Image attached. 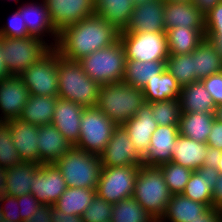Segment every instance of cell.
I'll use <instances>...</instances> for the list:
<instances>
[{
  "instance_id": "obj_1",
  "label": "cell",
  "mask_w": 222,
  "mask_h": 222,
  "mask_svg": "<svg viewBox=\"0 0 222 222\" xmlns=\"http://www.w3.org/2000/svg\"><path fill=\"white\" fill-rule=\"evenodd\" d=\"M119 31L96 14L65 27L56 49L68 60L79 61L91 53L110 47L119 40Z\"/></svg>"
},
{
  "instance_id": "obj_2",
  "label": "cell",
  "mask_w": 222,
  "mask_h": 222,
  "mask_svg": "<svg viewBox=\"0 0 222 222\" xmlns=\"http://www.w3.org/2000/svg\"><path fill=\"white\" fill-rule=\"evenodd\" d=\"M101 85L91 79L78 61L63 58L58 51V97L84 108L96 107Z\"/></svg>"
},
{
  "instance_id": "obj_3",
  "label": "cell",
  "mask_w": 222,
  "mask_h": 222,
  "mask_svg": "<svg viewBox=\"0 0 222 222\" xmlns=\"http://www.w3.org/2000/svg\"><path fill=\"white\" fill-rule=\"evenodd\" d=\"M145 103L141 88L125 82L101 85L96 107L116 125H123Z\"/></svg>"
},
{
  "instance_id": "obj_4",
  "label": "cell",
  "mask_w": 222,
  "mask_h": 222,
  "mask_svg": "<svg viewBox=\"0 0 222 222\" xmlns=\"http://www.w3.org/2000/svg\"><path fill=\"white\" fill-rule=\"evenodd\" d=\"M171 195L159 166L139 167L133 197L156 222L165 215Z\"/></svg>"
},
{
  "instance_id": "obj_5",
  "label": "cell",
  "mask_w": 222,
  "mask_h": 222,
  "mask_svg": "<svg viewBox=\"0 0 222 222\" xmlns=\"http://www.w3.org/2000/svg\"><path fill=\"white\" fill-rule=\"evenodd\" d=\"M55 165L67 187L97 188L102 170L100 155L72 146Z\"/></svg>"
},
{
  "instance_id": "obj_6",
  "label": "cell",
  "mask_w": 222,
  "mask_h": 222,
  "mask_svg": "<svg viewBox=\"0 0 222 222\" xmlns=\"http://www.w3.org/2000/svg\"><path fill=\"white\" fill-rule=\"evenodd\" d=\"M83 71L100 85L122 82L126 56L120 40L78 61Z\"/></svg>"
},
{
  "instance_id": "obj_7",
  "label": "cell",
  "mask_w": 222,
  "mask_h": 222,
  "mask_svg": "<svg viewBox=\"0 0 222 222\" xmlns=\"http://www.w3.org/2000/svg\"><path fill=\"white\" fill-rule=\"evenodd\" d=\"M0 45L9 76H19L51 49L45 41L34 36L25 38L0 36Z\"/></svg>"
},
{
  "instance_id": "obj_8",
  "label": "cell",
  "mask_w": 222,
  "mask_h": 222,
  "mask_svg": "<svg viewBox=\"0 0 222 222\" xmlns=\"http://www.w3.org/2000/svg\"><path fill=\"white\" fill-rule=\"evenodd\" d=\"M117 125L97 107L84 108L77 148L100 155Z\"/></svg>"
},
{
  "instance_id": "obj_9",
  "label": "cell",
  "mask_w": 222,
  "mask_h": 222,
  "mask_svg": "<svg viewBox=\"0 0 222 222\" xmlns=\"http://www.w3.org/2000/svg\"><path fill=\"white\" fill-rule=\"evenodd\" d=\"M19 77L26 85L29 95L58 96V50L51 48Z\"/></svg>"
},
{
  "instance_id": "obj_10",
  "label": "cell",
  "mask_w": 222,
  "mask_h": 222,
  "mask_svg": "<svg viewBox=\"0 0 222 222\" xmlns=\"http://www.w3.org/2000/svg\"><path fill=\"white\" fill-rule=\"evenodd\" d=\"M119 40L126 60L147 62L167 60L169 56L166 32H120Z\"/></svg>"
},
{
  "instance_id": "obj_11",
  "label": "cell",
  "mask_w": 222,
  "mask_h": 222,
  "mask_svg": "<svg viewBox=\"0 0 222 222\" xmlns=\"http://www.w3.org/2000/svg\"><path fill=\"white\" fill-rule=\"evenodd\" d=\"M140 166L102 167L96 194L112 204L133 197Z\"/></svg>"
},
{
  "instance_id": "obj_12",
  "label": "cell",
  "mask_w": 222,
  "mask_h": 222,
  "mask_svg": "<svg viewBox=\"0 0 222 222\" xmlns=\"http://www.w3.org/2000/svg\"><path fill=\"white\" fill-rule=\"evenodd\" d=\"M39 1L32 0L30 2V0H27V2H22L17 9L26 24L28 35L38 37L51 48H56L59 32L51 22L46 2L44 0Z\"/></svg>"
},
{
  "instance_id": "obj_13",
  "label": "cell",
  "mask_w": 222,
  "mask_h": 222,
  "mask_svg": "<svg viewBox=\"0 0 222 222\" xmlns=\"http://www.w3.org/2000/svg\"><path fill=\"white\" fill-rule=\"evenodd\" d=\"M102 167H125L142 165V156L137 152L123 125H117L112 137L100 154Z\"/></svg>"
},
{
  "instance_id": "obj_14",
  "label": "cell",
  "mask_w": 222,
  "mask_h": 222,
  "mask_svg": "<svg viewBox=\"0 0 222 222\" xmlns=\"http://www.w3.org/2000/svg\"><path fill=\"white\" fill-rule=\"evenodd\" d=\"M32 181L31 194L41 204L54 205L67 189L66 181L55 164H41Z\"/></svg>"
},
{
  "instance_id": "obj_15",
  "label": "cell",
  "mask_w": 222,
  "mask_h": 222,
  "mask_svg": "<svg viewBox=\"0 0 222 222\" xmlns=\"http://www.w3.org/2000/svg\"><path fill=\"white\" fill-rule=\"evenodd\" d=\"M54 28L65 27L94 15V0H44Z\"/></svg>"
},
{
  "instance_id": "obj_16",
  "label": "cell",
  "mask_w": 222,
  "mask_h": 222,
  "mask_svg": "<svg viewBox=\"0 0 222 222\" xmlns=\"http://www.w3.org/2000/svg\"><path fill=\"white\" fill-rule=\"evenodd\" d=\"M29 98V91L19 76L0 80V122L19 118Z\"/></svg>"
},
{
  "instance_id": "obj_17",
  "label": "cell",
  "mask_w": 222,
  "mask_h": 222,
  "mask_svg": "<svg viewBox=\"0 0 222 222\" xmlns=\"http://www.w3.org/2000/svg\"><path fill=\"white\" fill-rule=\"evenodd\" d=\"M165 0L134 5L129 25L121 32H166L164 23Z\"/></svg>"
},
{
  "instance_id": "obj_18",
  "label": "cell",
  "mask_w": 222,
  "mask_h": 222,
  "mask_svg": "<svg viewBox=\"0 0 222 222\" xmlns=\"http://www.w3.org/2000/svg\"><path fill=\"white\" fill-rule=\"evenodd\" d=\"M164 23L166 31L183 27L205 31L204 14L192 1H165Z\"/></svg>"
},
{
  "instance_id": "obj_19",
  "label": "cell",
  "mask_w": 222,
  "mask_h": 222,
  "mask_svg": "<svg viewBox=\"0 0 222 222\" xmlns=\"http://www.w3.org/2000/svg\"><path fill=\"white\" fill-rule=\"evenodd\" d=\"M84 107L70 100L57 98L53 124L70 144L76 146L80 136V122Z\"/></svg>"
},
{
  "instance_id": "obj_20",
  "label": "cell",
  "mask_w": 222,
  "mask_h": 222,
  "mask_svg": "<svg viewBox=\"0 0 222 222\" xmlns=\"http://www.w3.org/2000/svg\"><path fill=\"white\" fill-rule=\"evenodd\" d=\"M179 136L178 125H158L152 133L150 146L142 157V164L159 166L171 162L172 146Z\"/></svg>"
},
{
  "instance_id": "obj_21",
  "label": "cell",
  "mask_w": 222,
  "mask_h": 222,
  "mask_svg": "<svg viewBox=\"0 0 222 222\" xmlns=\"http://www.w3.org/2000/svg\"><path fill=\"white\" fill-rule=\"evenodd\" d=\"M11 129L12 141L23 162L40 164L38 149V126L20 118L6 121Z\"/></svg>"
},
{
  "instance_id": "obj_22",
  "label": "cell",
  "mask_w": 222,
  "mask_h": 222,
  "mask_svg": "<svg viewBox=\"0 0 222 222\" xmlns=\"http://www.w3.org/2000/svg\"><path fill=\"white\" fill-rule=\"evenodd\" d=\"M137 152L143 157L147 152L152 133L158 124L153 120L151 106L144 103L136 115L123 124Z\"/></svg>"
},
{
  "instance_id": "obj_23",
  "label": "cell",
  "mask_w": 222,
  "mask_h": 222,
  "mask_svg": "<svg viewBox=\"0 0 222 222\" xmlns=\"http://www.w3.org/2000/svg\"><path fill=\"white\" fill-rule=\"evenodd\" d=\"M219 178L217 169L202 166L193 171L189 181L186 184L182 195L199 203L206 204L212 209L213 190Z\"/></svg>"
},
{
  "instance_id": "obj_24",
  "label": "cell",
  "mask_w": 222,
  "mask_h": 222,
  "mask_svg": "<svg viewBox=\"0 0 222 222\" xmlns=\"http://www.w3.org/2000/svg\"><path fill=\"white\" fill-rule=\"evenodd\" d=\"M72 146L53 124L38 126L40 164H55Z\"/></svg>"
},
{
  "instance_id": "obj_25",
  "label": "cell",
  "mask_w": 222,
  "mask_h": 222,
  "mask_svg": "<svg viewBox=\"0 0 222 222\" xmlns=\"http://www.w3.org/2000/svg\"><path fill=\"white\" fill-rule=\"evenodd\" d=\"M210 210L206 204L195 202L182 194H173L159 222H191L201 219Z\"/></svg>"
},
{
  "instance_id": "obj_26",
  "label": "cell",
  "mask_w": 222,
  "mask_h": 222,
  "mask_svg": "<svg viewBox=\"0 0 222 222\" xmlns=\"http://www.w3.org/2000/svg\"><path fill=\"white\" fill-rule=\"evenodd\" d=\"M207 148V143L198 142L179 134L176 143L172 146L171 162L195 171L203 166Z\"/></svg>"
},
{
  "instance_id": "obj_27",
  "label": "cell",
  "mask_w": 222,
  "mask_h": 222,
  "mask_svg": "<svg viewBox=\"0 0 222 222\" xmlns=\"http://www.w3.org/2000/svg\"><path fill=\"white\" fill-rule=\"evenodd\" d=\"M179 101L182 113H215L216 105L212 96L200 80L181 87Z\"/></svg>"
},
{
  "instance_id": "obj_28",
  "label": "cell",
  "mask_w": 222,
  "mask_h": 222,
  "mask_svg": "<svg viewBox=\"0 0 222 222\" xmlns=\"http://www.w3.org/2000/svg\"><path fill=\"white\" fill-rule=\"evenodd\" d=\"M133 7L132 0H94V13L119 32L129 25Z\"/></svg>"
},
{
  "instance_id": "obj_29",
  "label": "cell",
  "mask_w": 222,
  "mask_h": 222,
  "mask_svg": "<svg viewBox=\"0 0 222 222\" xmlns=\"http://www.w3.org/2000/svg\"><path fill=\"white\" fill-rule=\"evenodd\" d=\"M142 91L145 103L160 102L168 99H179L181 86L165 68L161 74L148 81Z\"/></svg>"
},
{
  "instance_id": "obj_30",
  "label": "cell",
  "mask_w": 222,
  "mask_h": 222,
  "mask_svg": "<svg viewBox=\"0 0 222 222\" xmlns=\"http://www.w3.org/2000/svg\"><path fill=\"white\" fill-rule=\"evenodd\" d=\"M166 67V60L137 61L126 60V66L122 82L133 87L143 88L148 81H151L161 74Z\"/></svg>"
},
{
  "instance_id": "obj_31",
  "label": "cell",
  "mask_w": 222,
  "mask_h": 222,
  "mask_svg": "<svg viewBox=\"0 0 222 222\" xmlns=\"http://www.w3.org/2000/svg\"><path fill=\"white\" fill-rule=\"evenodd\" d=\"M41 164L23 162L6 169L4 194L21 196L31 193L32 177Z\"/></svg>"
},
{
  "instance_id": "obj_32",
  "label": "cell",
  "mask_w": 222,
  "mask_h": 222,
  "mask_svg": "<svg viewBox=\"0 0 222 222\" xmlns=\"http://www.w3.org/2000/svg\"><path fill=\"white\" fill-rule=\"evenodd\" d=\"M195 82L222 71V58L215 45L205 38L194 50Z\"/></svg>"
},
{
  "instance_id": "obj_33",
  "label": "cell",
  "mask_w": 222,
  "mask_h": 222,
  "mask_svg": "<svg viewBox=\"0 0 222 222\" xmlns=\"http://www.w3.org/2000/svg\"><path fill=\"white\" fill-rule=\"evenodd\" d=\"M57 98L58 96L29 95L19 118L37 126L51 124Z\"/></svg>"
},
{
  "instance_id": "obj_34",
  "label": "cell",
  "mask_w": 222,
  "mask_h": 222,
  "mask_svg": "<svg viewBox=\"0 0 222 222\" xmlns=\"http://www.w3.org/2000/svg\"><path fill=\"white\" fill-rule=\"evenodd\" d=\"M169 55L192 53L205 40V31L191 27L171 28L166 31Z\"/></svg>"
},
{
  "instance_id": "obj_35",
  "label": "cell",
  "mask_w": 222,
  "mask_h": 222,
  "mask_svg": "<svg viewBox=\"0 0 222 222\" xmlns=\"http://www.w3.org/2000/svg\"><path fill=\"white\" fill-rule=\"evenodd\" d=\"M214 119V114L200 112L182 113L178 125L179 134L192 140L206 143Z\"/></svg>"
},
{
  "instance_id": "obj_36",
  "label": "cell",
  "mask_w": 222,
  "mask_h": 222,
  "mask_svg": "<svg viewBox=\"0 0 222 222\" xmlns=\"http://www.w3.org/2000/svg\"><path fill=\"white\" fill-rule=\"evenodd\" d=\"M95 195L96 189L67 187L54 206L68 215L82 216L86 208L92 203Z\"/></svg>"
},
{
  "instance_id": "obj_37",
  "label": "cell",
  "mask_w": 222,
  "mask_h": 222,
  "mask_svg": "<svg viewBox=\"0 0 222 222\" xmlns=\"http://www.w3.org/2000/svg\"><path fill=\"white\" fill-rule=\"evenodd\" d=\"M111 222H156L134 197L113 204Z\"/></svg>"
},
{
  "instance_id": "obj_38",
  "label": "cell",
  "mask_w": 222,
  "mask_h": 222,
  "mask_svg": "<svg viewBox=\"0 0 222 222\" xmlns=\"http://www.w3.org/2000/svg\"><path fill=\"white\" fill-rule=\"evenodd\" d=\"M181 87L195 82L194 51L189 54L169 55L165 67Z\"/></svg>"
},
{
  "instance_id": "obj_39",
  "label": "cell",
  "mask_w": 222,
  "mask_h": 222,
  "mask_svg": "<svg viewBox=\"0 0 222 222\" xmlns=\"http://www.w3.org/2000/svg\"><path fill=\"white\" fill-rule=\"evenodd\" d=\"M164 181L167 184L169 192L173 194H182L187 182L189 181L193 170L178 165L174 162L159 165Z\"/></svg>"
},
{
  "instance_id": "obj_40",
  "label": "cell",
  "mask_w": 222,
  "mask_h": 222,
  "mask_svg": "<svg viewBox=\"0 0 222 222\" xmlns=\"http://www.w3.org/2000/svg\"><path fill=\"white\" fill-rule=\"evenodd\" d=\"M148 104L151 106L153 120L158 125H179L182 115L179 99H168Z\"/></svg>"
},
{
  "instance_id": "obj_41",
  "label": "cell",
  "mask_w": 222,
  "mask_h": 222,
  "mask_svg": "<svg viewBox=\"0 0 222 222\" xmlns=\"http://www.w3.org/2000/svg\"><path fill=\"white\" fill-rule=\"evenodd\" d=\"M23 163L12 141L11 129L6 122H0V167L10 168Z\"/></svg>"
},
{
  "instance_id": "obj_42",
  "label": "cell",
  "mask_w": 222,
  "mask_h": 222,
  "mask_svg": "<svg viewBox=\"0 0 222 222\" xmlns=\"http://www.w3.org/2000/svg\"><path fill=\"white\" fill-rule=\"evenodd\" d=\"M113 204L105 201L97 194L82 215L84 222H111Z\"/></svg>"
},
{
  "instance_id": "obj_43",
  "label": "cell",
  "mask_w": 222,
  "mask_h": 222,
  "mask_svg": "<svg viewBox=\"0 0 222 222\" xmlns=\"http://www.w3.org/2000/svg\"><path fill=\"white\" fill-rule=\"evenodd\" d=\"M0 36L10 38H25L28 35L27 27L22 19L21 13L16 9L7 19V22L0 25Z\"/></svg>"
},
{
  "instance_id": "obj_44",
  "label": "cell",
  "mask_w": 222,
  "mask_h": 222,
  "mask_svg": "<svg viewBox=\"0 0 222 222\" xmlns=\"http://www.w3.org/2000/svg\"><path fill=\"white\" fill-rule=\"evenodd\" d=\"M0 208L3 212L4 220L13 222H23L20 215V207L17 197L7 194L0 195Z\"/></svg>"
},
{
  "instance_id": "obj_45",
  "label": "cell",
  "mask_w": 222,
  "mask_h": 222,
  "mask_svg": "<svg viewBox=\"0 0 222 222\" xmlns=\"http://www.w3.org/2000/svg\"><path fill=\"white\" fill-rule=\"evenodd\" d=\"M212 96L216 106L222 105V71L200 80Z\"/></svg>"
},
{
  "instance_id": "obj_46",
  "label": "cell",
  "mask_w": 222,
  "mask_h": 222,
  "mask_svg": "<svg viewBox=\"0 0 222 222\" xmlns=\"http://www.w3.org/2000/svg\"><path fill=\"white\" fill-rule=\"evenodd\" d=\"M205 32H222V2L204 14Z\"/></svg>"
},
{
  "instance_id": "obj_47",
  "label": "cell",
  "mask_w": 222,
  "mask_h": 222,
  "mask_svg": "<svg viewBox=\"0 0 222 222\" xmlns=\"http://www.w3.org/2000/svg\"><path fill=\"white\" fill-rule=\"evenodd\" d=\"M20 207L21 220L24 221L35 214L41 203L31 193L17 197Z\"/></svg>"
},
{
  "instance_id": "obj_48",
  "label": "cell",
  "mask_w": 222,
  "mask_h": 222,
  "mask_svg": "<svg viewBox=\"0 0 222 222\" xmlns=\"http://www.w3.org/2000/svg\"><path fill=\"white\" fill-rule=\"evenodd\" d=\"M208 147L222 150V122L214 119L211 132L206 141Z\"/></svg>"
},
{
  "instance_id": "obj_49",
  "label": "cell",
  "mask_w": 222,
  "mask_h": 222,
  "mask_svg": "<svg viewBox=\"0 0 222 222\" xmlns=\"http://www.w3.org/2000/svg\"><path fill=\"white\" fill-rule=\"evenodd\" d=\"M51 222H84L82 216L66 214L51 205Z\"/></svg>"
},
{
  "instance_id": "obj_50",
  "label": "cell",
  "mask_w": 222,
  "mask_h": 222,
  "mask_svg": "<svg viewBox=\"0 0 222 222\" xmlns=\"http://www.w3.org/2000/svg\"><path fill=\"white\" fill-rule=\"evenodd\" d=\"M23 222H51V205L41 204L37 212Z\"/></svg>"
},
{
  "instance_id": "obj_51",
  "label": "cell",
  "mask_w": 222,
  "mask_h": 222,
  "mask_svg": "<svg viewBox=\"0 0 222 222\" xmlns=\"http://www.w3.org/2000/svg\"><path fill=\"white\" fill-rule=\"evenodd\" d=\"M221 155H222V150L208 147L207 154L204 158L203 166H208V167L217 169Z\"/></svg>"
},
{
  "instance_id": "obj_52",
  "label": "cell",
  "mask_w": 222,
  "mask_h": 222,
  "mask_svg": "<svg viewBox=\"0 0 222 222\" xmlns=\"http://www.w3.org/2000/svg\"><path fill=\"white\" fill-rule=\"evenodd\" d=\"M214 210L222 212V175H219L216 186L213 190V206Z\"/></svg>"
},
{
  "instance_id": "obj_53",
  "label": "cell",
  "mask_w": 222,
  "mask_h": 222,
  "mask_svg": "<svg viewBox=\"0 0 222 222\" xmlns=\"http://www.w3.org/2000/svg\"><path fill=\"white\" fill-rule=\"evenodd\" d=\"M193 4L203 13H207L222 0H192Z\"/></svg>"
},
{
  "instance_id": "obj_54",
  "label": "cell",
  "mask_w": 222,
  "mask_h": 222,
  "mask_svg": "<svg viewBox=\"0 0 222 222\" xmlns=\"http://www.w3.org/2000/svg\"><path fill=\"white\" fill-rule=\"evenodd\" d=\"M205 37L215 45L222 58V32H205Z\"/></svg>"
},
{
  "instance_id": "obj_55",
  "label": "cell",
  "mask_w": 222,
  "mask_h": 222,
  "mask_svg": "<svg viewBox=\"0 0 222 222\" xmlns=\"http://www.w3.org/2000/svg\"><path fill=\"white\" fill-rule=\"evenodd\" d=\"M191 222H222V212L214 210L213 208L204 215L201 219H196Z\"/></svg>"
},
{
  "instance_id": "obj_56",
  "label": "cell",
  "mask_w": 222,
  "mask_h": 222,
  "mask_svg": "<svg viewBox=\"0 0 222 222\" xmlns=\"http://www.w3.org/2000/svg\"><path fill=\"white\" fill-rule=\"evenodd\" d=\"M6 180V169L0 167V195L4 193Z\"/></svg>"
},
{
  "instance_id": "obj_57",
  "label": "cell",
  "mask_w": 222,
  "mask_h": 222,
  "mask_svg": "<svg viewBox=\"0 0 222 222\" xmlns=\"http://www.w3.org/2000/svg\"><path fill=\"white\" fill-rule=\"evenodd\" d=\"M8 76L9 74L4 65V59L2 58L1 45H0V80Z\"/></svg>"
},
{
  "instance_id": "obj_58",
  "label": "cell",
  "mask_w": 222,
  "mask_h": 222,
  "mask_svg": "<svg viewBox=\"0 0 222 222\" xmlns=\"http://www.w3.org/2000/svg\"><path fill=\"white\" fill-rule=\"evenodd\" d=\"M214 116L215 119L222 122V105L216 106Z\"/></svg>"
},
{
  "instance_id": "obj_59",
  "label": "cell",
  "mask_w": 222,
  "mask_h": 222,
  "mask_svg": "<svg viewBox=\"0 0 222 222\" xmlns=\"http://www.w3.org/2000/svg\"><path fill=\"white\" fill-rule=\"evenodd\" d=\"M150 1H152V0H132L134 5H139V4L150 2Z\"/></svg>"
},
{
  "instance_id": "obj_60",
  "label": "cell",
  "mask_w": 222,
  "mask_h": 222,
  "mask_svg": "<svg viewBox=\"0 0 222 222\" xmlns=\"http://www.w3.org/2000/svg\"><path fill=\"white\" fill-rule=\"evenodd\" d=\"M217 170L219 172V175H222V155H221Z\"/></svg>"
},
{
  "instance_id": "obj_61",
  "label": "cell",
  "mask_w": 222,
  "mask_h": 222,
  "mask_svg": "<svg viewBox=\"0 0 222 222\" xmlns=\"http://www.w3.org/2000/svg\"><path fill=\"white\" fill-rule=\"evenodd\" d=\"M3 221H4L3 212L1 211V208H0V222H3Z\"/></svg>"
},
{
  "instance_id": "obj_62",
  "label": "cell",
  "mask_w": 222,
  "mask_h": 222,
  "mask_svg": "<svg viewBox=\"0 0 222 222\" xmlns=\"http://www.w3.org/2000/svg\"><path fill=\"white\" fill-rule=\"evenodd\" d=\"M165 1H192V0H165Z\"/></svg>"
},
{
  "instance_id": "obj_63",
  "label": "cell",
  "mask_w": 222,
  "mask_h": 222,
  "mask_svg": "<svg viewBox=\"0 0 222 222\" xmlns=\"http://www.w3.org/2000/svg\"><path fill=\"white\" fill-rule=\"evenodd\" d=\"M10 1H15V2H16V4H17V3H19V1H20V0H10Z\"/></svg>"
},
{
  "instance_id": "obj_64",
  "label": "cell",
  "mask_w": 222,
  "mask_h": 222,
  "mask_svg": "<svg viewBox=\"0 0 222 222\" xmlns=\"http://www.w3.org/2000/svg\"><path fill=\"white\" fill-rule=\"evenodd\" d=\"M3 222H13L12 220L11 221H9V220H4Z\"/></svg>"
}]
</instances>
